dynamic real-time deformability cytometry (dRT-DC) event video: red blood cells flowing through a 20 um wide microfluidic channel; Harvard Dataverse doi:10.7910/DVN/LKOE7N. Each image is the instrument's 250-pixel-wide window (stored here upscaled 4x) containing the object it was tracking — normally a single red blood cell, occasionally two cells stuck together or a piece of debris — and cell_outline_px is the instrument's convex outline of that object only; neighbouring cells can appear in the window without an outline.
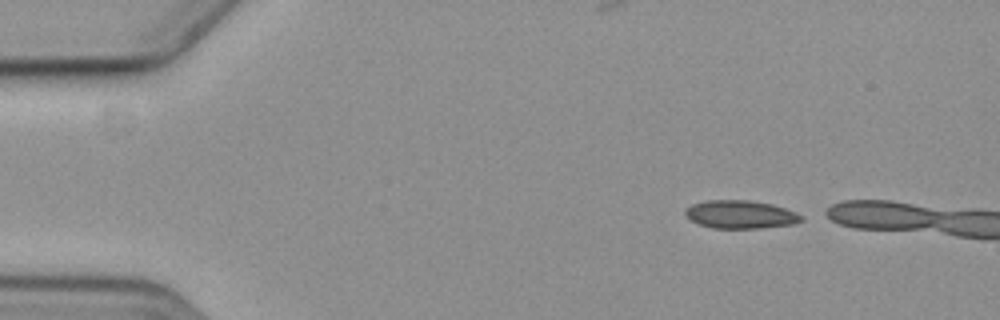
{"species": "common noctule bat (a hibernating species)", "species_latin": "Nyctalus noctula", "temperature_condition": "cold", "stored_images_in_passage": 3, "camera_frame_rate_fps": 3000, "um_per_image_px": 0.085, "animal": {"sex": "female", "body_mass_g": 19.3, "forearm_length_mm": 54.1}, "frame": {"image": 1, "passage_image": 1, "time_ms": 0.0, "image_size_px": [1000, 320], "cell_outline_px": [[804, 220], [796, 224], [760, 228], [712, 228], [700, 224], [684, 216], [684, 212], [692, 204], [708, 200], [748, 200], [772, 204], [784, 208], [804, 216]], "centroid_in_image_um": [62.97, 18.23], "position_along_channel_um": 22.0, "area_um2": 19.02}}